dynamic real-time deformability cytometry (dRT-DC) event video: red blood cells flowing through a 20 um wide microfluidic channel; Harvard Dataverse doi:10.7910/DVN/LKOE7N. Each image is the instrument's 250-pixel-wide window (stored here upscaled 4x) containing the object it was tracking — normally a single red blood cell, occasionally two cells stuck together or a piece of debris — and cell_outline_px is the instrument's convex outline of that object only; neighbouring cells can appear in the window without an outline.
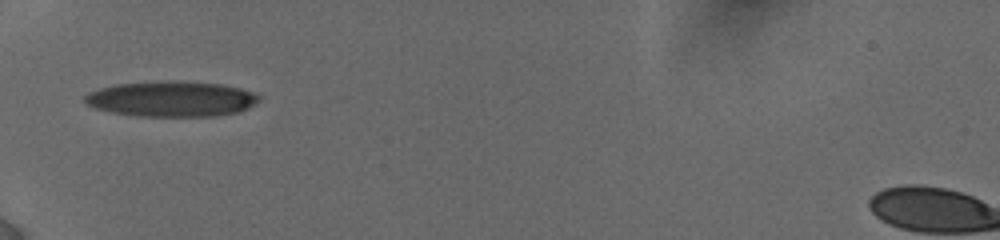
{"species": "human", "species_latin": "Homo sapiens", "temperature_condition": "cold", "stored_images_in_passage": 15, "camera_frame_rate_fps": 3000, "um_per_image_px": 0.085, "donor": {"sex": "female"}, "frame": {"image": 1, "passage_image": 1, "time_ms": 0.0, "image_size_px": [1000, 240], "cell_outline_px": [[260, 100], [248, 108], [240, 112], [216, 116], [136, 116], [112, 112], [96, 108], [84, 104], [84, 96], [88, 92], [100, 88], [116, 84], [172, 80], [176, 80], [220, 84], [240, 88], [252, 92], [260, 96]], "centroid_in_image_um": [14.57, 8.41], "position_along_channel_um": 70.4, "area_um2": 36.18}}
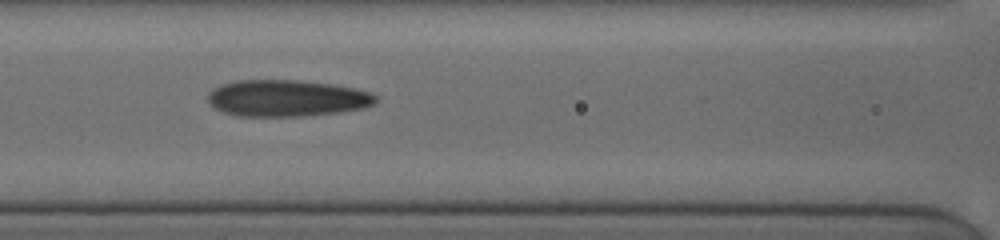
{"frame": {"image": 2, "passage_image": 8, "time_ms": 2.0, "image_size_px": [1000, 240], "cell_outline_px": [[376, 104], [364, 108], [336, 112], [300, 116], [240, 116], [224, 112], [216, 108], [208, 100], [208, 92], [212, 88], [220, 84], [236, 80], [300, 80], [332, 84], [356, 88], [372, 92], [376, 96]], "centroid_in_image_um": [24.39, 8.33], "position_along_channel_um": 142.2, "area_um2": 35.89}}
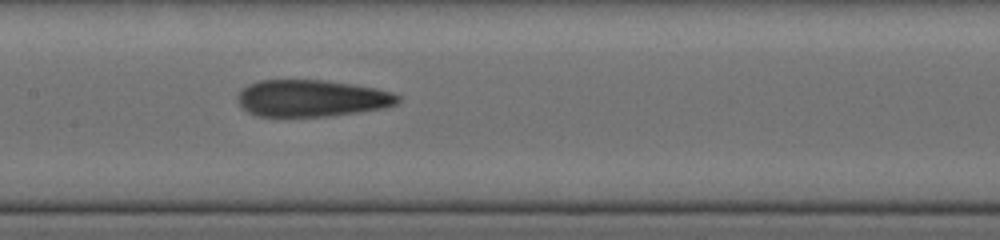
{"frame": {"image": 3, "passage_image": 12, "time_ms": 3.0, "image_size_px": [1000, 240], "cell_outline_px": [[400, 100], [396, 104], [384, 108], [328, 116], [256, 116], [248, 112], [240, 104], [236, 96], [240, 88], [248, 84], [260, 80], [324, 80], [352, 84], [376, 88], [392, 92], [400, 96]], "centroid_in_image_um": [26.47, 8.34], "position_along_channel_um": 180.9, "area_um2": 34.45}}